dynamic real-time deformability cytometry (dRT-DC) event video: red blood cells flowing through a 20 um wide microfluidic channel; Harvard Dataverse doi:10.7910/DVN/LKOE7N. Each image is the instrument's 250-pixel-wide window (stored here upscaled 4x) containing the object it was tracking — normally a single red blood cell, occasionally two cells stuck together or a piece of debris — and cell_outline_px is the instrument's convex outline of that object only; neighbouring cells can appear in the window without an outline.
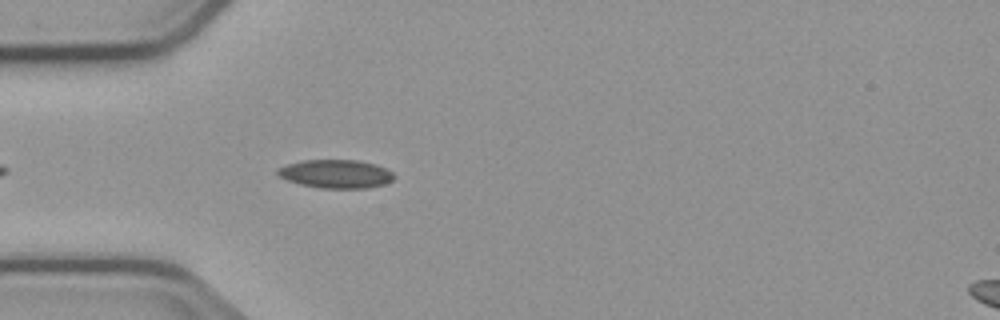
{"species": "common noctule bat (a hibernating species)", "species_latin": "Nyctalus noctula", "temperature_condition": "cold", "stored_images_in_passage": 5, "camera_frame_rate_fps": 3000, "um_per_image_px": 0.085, "animal": {"sex": "male", "body_mass_g": 23.1, "forearm_length_mm": 52.7}, "frame": {"image": 1, "passage_image": 5, "time_ms": 4.667, "image_size_px": [1000, 320], "cell_outline_px": [[396, 176], [392, 180], [384, 184], [368, 188], [320, 188], [300, 184], [288, 180], [280, 176], [276, 172], [276, 168], [288, 164], [304, 160], [360, 160], [376, 164], [392, 172]], "centroid_in_image_um": [28.56, 14.78], "position_along_channel_um": 56.4, "area_um2": 19.31}}